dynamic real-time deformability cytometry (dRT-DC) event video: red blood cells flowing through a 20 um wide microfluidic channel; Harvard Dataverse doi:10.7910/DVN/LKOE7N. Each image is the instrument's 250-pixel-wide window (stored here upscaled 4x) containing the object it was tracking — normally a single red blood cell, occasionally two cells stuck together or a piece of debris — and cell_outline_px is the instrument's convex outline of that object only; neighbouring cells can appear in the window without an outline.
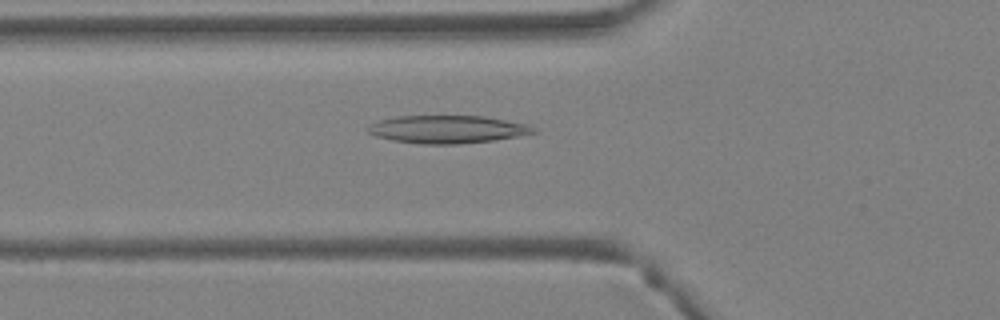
{"species": "Egyptian fruit bat (a non-hibernating species)", "species_latin": "Rousettus aegyptiacus", "temperature_condition": "warm", "stored_images_in_passage": 37, "camera_frame_rate_fps": 3000, "um_per_image_px": 0.085, "animal": {"sex": "female"}, "frame": {"image": 1, "passage_image": 11, "time_ms": 3.333, "image_size_px": [1000, 320], "cell_outline_px": [[536, 132], [516, 136], [492, 140], [456, 144], [420, 144], [392, 140], [376, 136], [368, 132], [364, 128], [380, 120], [396, 116], [484, 116], [532, 124], [536, 128]], "centroid_in_image_um": [38.04, 10.98], "position_along_channel_um": 87.8, "area_um2": 26.88}}
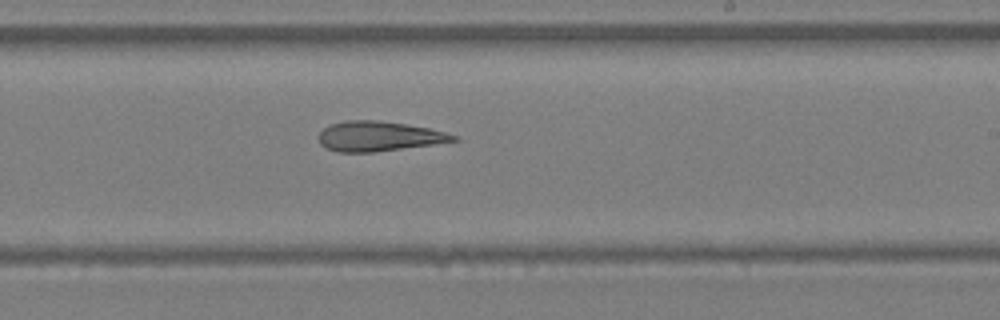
{"frame": {"image": 2, "passage_image": 21, "time_ms": 6.667, "image_size_px": [1000, 320], "cell_outline_px": [[460, 140], [432, 144], [372, 152], [336, 152], [324, 148], [320, 144], [316, 136], [324, 128], [332, 124], [348, 120], [380, 120], [428, 128], [460, 136]], "centroid_in_image_um": [32.15, 11.58], "position_along_channel_um": 256.8, "area_um2": 23.41}}
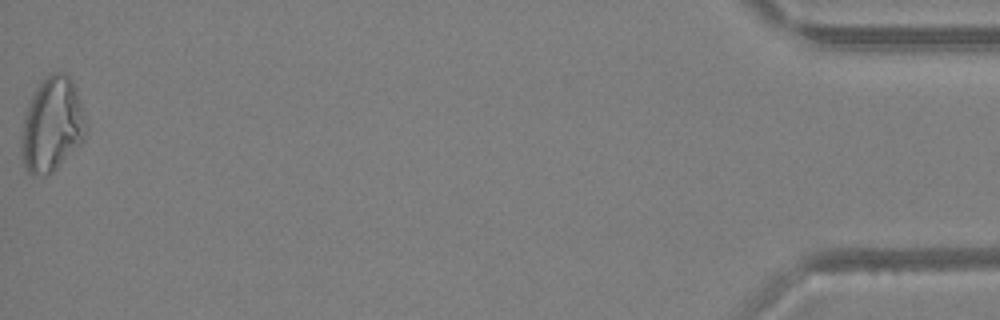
{"frame": {"image": 3, "passage_image": 37, "time_ms": 12.0, "image_size_px": [1000, 320], "cell_outline_px": [[84, 140], [52, 172], [44, 176], [32, 176], [28, 172], [24, 164], [20, 152], [20, 136], [24, 112], [36, 88], [44, 76], [52, 72], [64, 72], [72, 80], [80, 100], [84, 116]], "centroid_in_image_um": [4.37, 10.6], "position_along_channel_um": 430.8, "area_um2": 35.6}}